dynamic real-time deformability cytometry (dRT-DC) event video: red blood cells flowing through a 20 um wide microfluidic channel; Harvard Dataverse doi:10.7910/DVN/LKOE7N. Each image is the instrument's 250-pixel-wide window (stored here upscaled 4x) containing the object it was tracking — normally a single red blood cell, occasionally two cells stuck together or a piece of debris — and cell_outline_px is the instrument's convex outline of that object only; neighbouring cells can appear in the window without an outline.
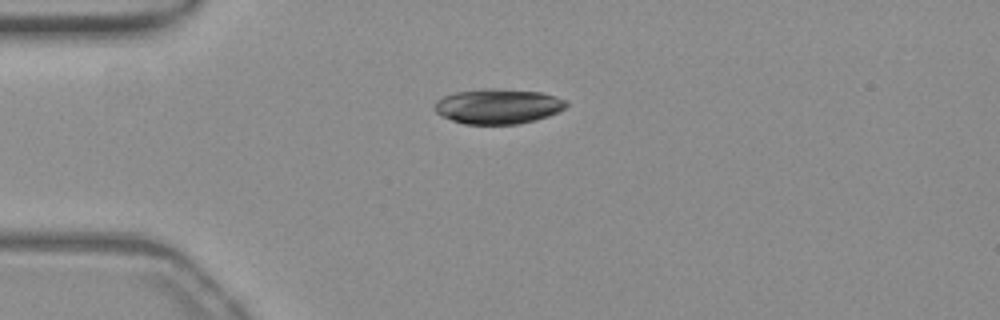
{"species": "common noctule bat (a hibernating species)", "species_latin": "Nyctalus noctula", "temperature_condition": "warm", "stored_images_in_passage": 42, "camera_frame_rate_fps": 3000, "um_per_image_px": 0.085, "animal": {"sex": "female", "body_mass_g": 19.3, "forearm_length_mm": 54.1}, "frame": {"image": 1, "passage_image": 1, "time_ms": 0.0, "image_size_px": [1000, 320], "cell_outline_px": [[568, 104], [564, 108], [548, 116], [536, 120], [516, 124], [464, 124], [452, 120], [436, 112], [436, 100], [444, 96], [456, 92], [540, 92], [564, 100]], "centroid_in_image_um": [42.33, 9.11], "position_along_channel_um": 42.7, "area_um2": 25.2}}
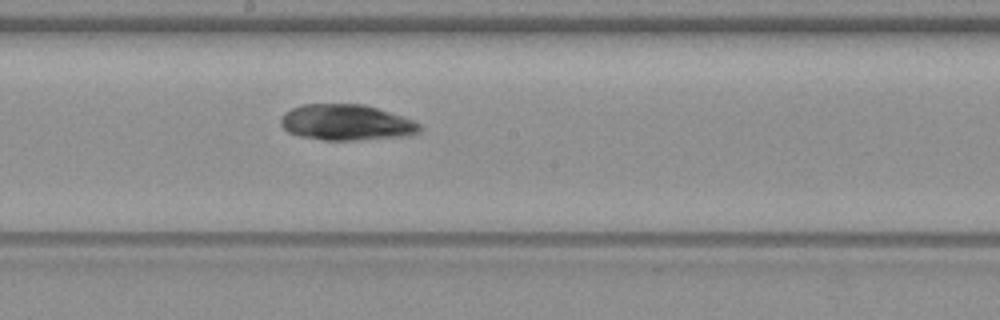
{"frame": {"image": 2, "passage_image": 17, "time_ms": 5.333, "image_size_px": [1000, 320], "cell_outline_px": [[420, 132], [412, 136], [356, 140], [324, 140], [300, 136], [288, 132], [280, 124], [280, 116], [284, 112], [300, 104], [364, 104], [412, 120], [420, 124]], "centroid_in_image_um": [29.41, 10.41], "position_along_channel_um": 218.8, "area_um2": 29.13}}
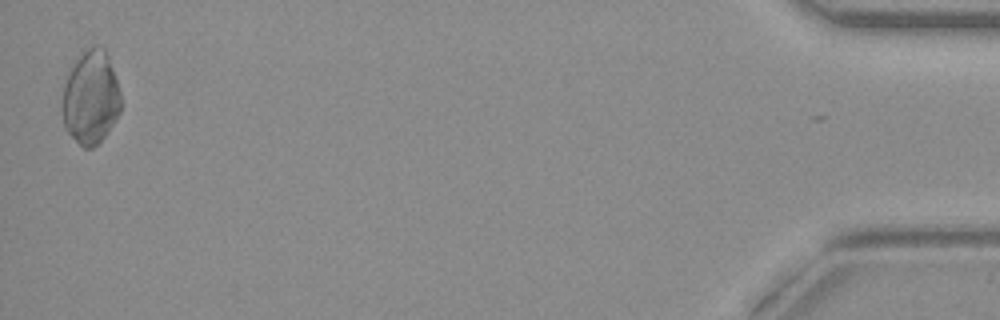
{"frame": {"image": 3, "passage_image": 41, "time_ms": 13.333, "image_size_px": [1000, 320], "cell_outline_px": [[120, 112], [108, 132], [92, 148], [84, 148], [64, 128], [64, 84], [76, 60], [92, 44], [96, 44], [104, 48], [108, 52], [120, 92]], "centroid_in_image_um": [7.75, 8.27], "position_along_channel_um": 427.4, "area_um2": 31.39}, "authors_computed_cell_mechanics": {"area_um2": 29.1601, "velocity_mm_per_s": 3.7955, "shape_relaxation_time_tau1_ms": 8.7148, "shape_relaxation_time_tau2_ms": 2.3136, "deformation_change_tau1": 0.1775, "deformation_change_tau2": 0.0598}}